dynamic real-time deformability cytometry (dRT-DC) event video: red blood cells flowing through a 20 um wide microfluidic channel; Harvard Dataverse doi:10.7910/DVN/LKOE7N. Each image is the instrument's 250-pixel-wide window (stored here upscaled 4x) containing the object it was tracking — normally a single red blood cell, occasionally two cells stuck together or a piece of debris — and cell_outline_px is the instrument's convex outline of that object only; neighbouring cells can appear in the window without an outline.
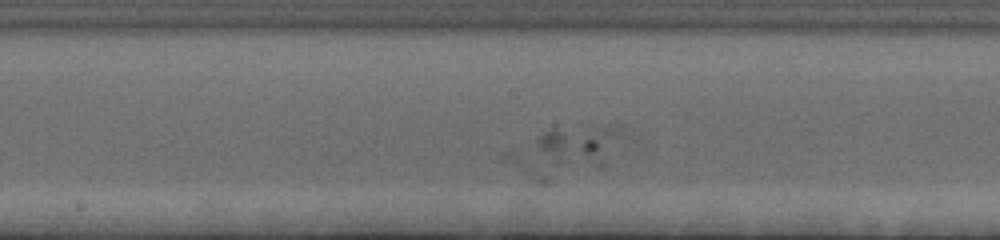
{"species": "human", "species_latin": "Homo sapiens", "temperature_condition": "cold", "stored_images_in_passage": 42, "camera_frame_rate_fps": 3000, "um_per_image_px": 0.085, "donor": {"sex": "female"}, "frame": {"image": 1, "passage_image": 14, "time_ms": 4.333, "image_size_px": [1000, 240], "cell_outline_px": [[616, 132], [604, 168], [600, 168], [556, 164], [536, 144], [536, 140], [540, 136], [548, 132], [608, 128], [616, 128]], "centroid_in_image_um": [49.16, 12.47], "position_along_channel_um": 199.0, "area_um2": 17.4}}
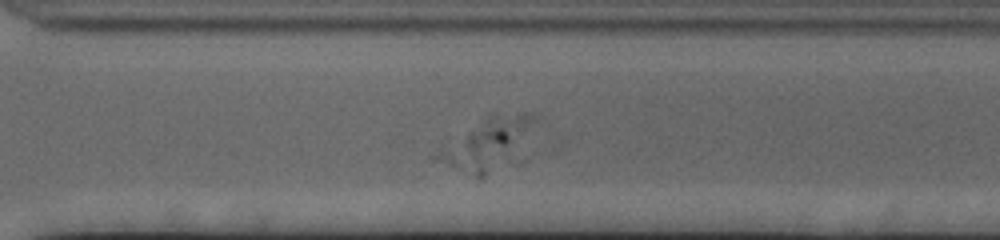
{"frame": {"image": 2, "passage_image": 25, "time_ms": 8.0, "image_size_px": [1000, 240], "cell_outline_px": [[528, 120], [484, 176], [476, 176], [456, 168], [428, 156], [484, 116], [496, 112], [524, 112], [528, 116]], "centroid_in_image_um": [40.94, 12.13], "position_along_channel_um": 329.7, "area_um2": 23.99}}
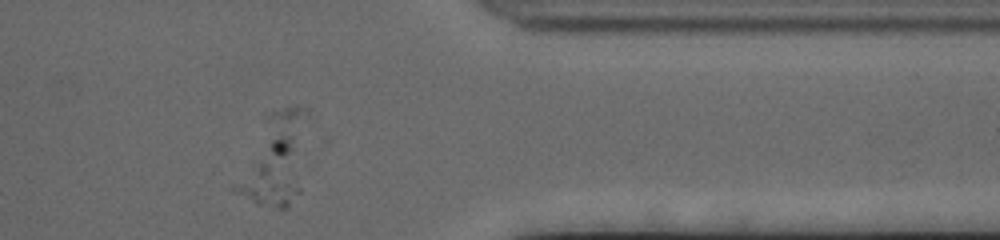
{"frame": {"image": 3, "passage_image": 31, "time_ms": 10.0, "image_size_px": [1000, 240], "cell_outline_px": [[300, 192], [284, 208], [276, 208], [256, 204], [228, 188], [272, 140], [280, 132], [284, 132], [292, 136], [300, 188]], "centroid_in_image_um": [23.05, 14.89], "position_along_channel_um": 388.4, "area_um2": 23.64}}